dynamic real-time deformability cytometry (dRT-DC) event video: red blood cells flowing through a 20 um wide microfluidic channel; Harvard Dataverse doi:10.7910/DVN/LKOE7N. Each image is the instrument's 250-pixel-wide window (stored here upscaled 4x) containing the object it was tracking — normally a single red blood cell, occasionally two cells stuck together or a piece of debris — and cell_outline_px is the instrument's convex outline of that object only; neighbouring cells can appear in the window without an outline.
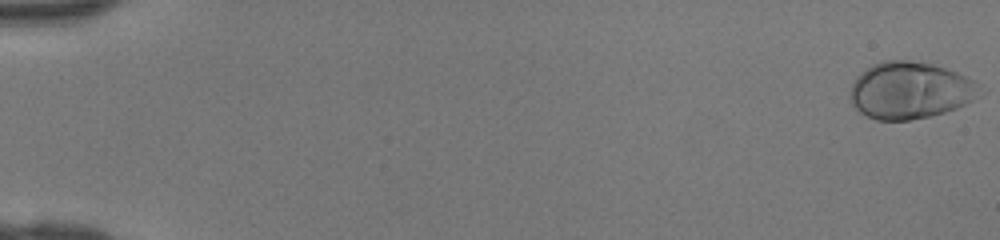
{"species": "human", "species_latin": "Homo sapiens", "temperature_condition": "room temperature", "stored_images_in_passage": 47, "camera_frame_rate_fps": 3000, "um_per_image_px": 0.085, "donor": {"sex": "female"}, "frame": {"image": 1, "passage_image": 1, "time_ms": 0.0, "image_size_px": [1000, 240], "cell_outline_px": [[980, 96], [956, 108], [944, 112], [928, 116], [908, 120], [876, 120], [860, 112], [852, 104], [848, 96], [848, 92], [856, 76], [872, 64], [880, 60], [908, 60], [932, 64], [956, 72], [972, 80], [980, 92]], "centroid_in_image_um": [77.28, 7.68], "position_along_channel_um": 7.7, "area_um2": 42.77}}
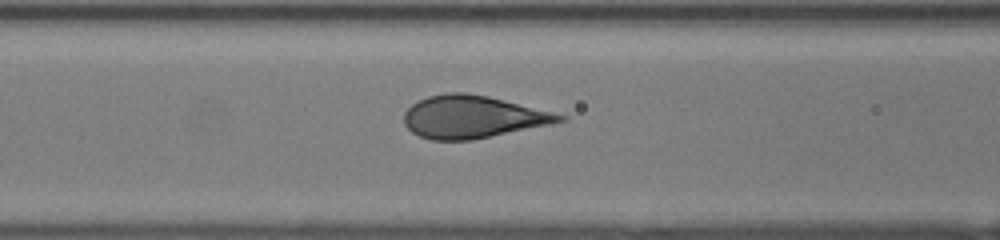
{"frame": {"image": 2, "passage_image": 21, "time_ms": 6.667, "image_size_px": [1000, 240], "cell_outline_px": [[568, 120], [472, 140], [432, 140], [420, 136], [412, 132], [404, 124], [404, 112], [412, 104], [428, 96], [448, 92], [468, 92], [488, 96], [568, 116]], "centroid_in_image_um": [40.15, 9.93], "position_along_channel_um": 126.5, "area_um2": 38.21}}
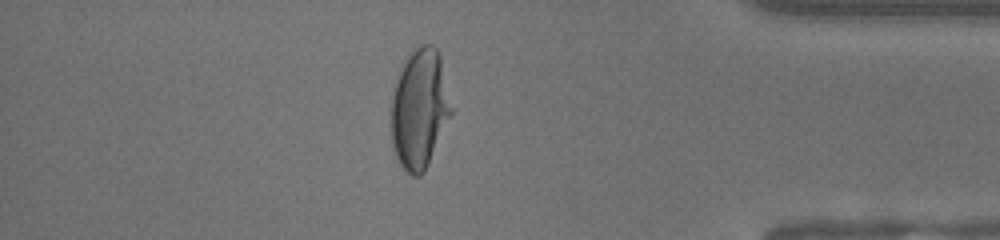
{"frame": {"image": 3, "passage_image": 41, "time_ms": 13.333, "image_size_px": [1000, 240], "cell_outline_px": [[452, 112], [428, 164], [424, 172], [420, 176], [412, 176], [400, 164], [392, 148], [388, 112], [392, 92], [400, 64], [404, 56], [408, 52], [420, 44], [432, 44], [436, 48], [440, 56], [452, 108]], "centroid_in_image_um": [35.59, 9.2], "position_along_channel_um": 399.6, "area_um2": 42.83}}